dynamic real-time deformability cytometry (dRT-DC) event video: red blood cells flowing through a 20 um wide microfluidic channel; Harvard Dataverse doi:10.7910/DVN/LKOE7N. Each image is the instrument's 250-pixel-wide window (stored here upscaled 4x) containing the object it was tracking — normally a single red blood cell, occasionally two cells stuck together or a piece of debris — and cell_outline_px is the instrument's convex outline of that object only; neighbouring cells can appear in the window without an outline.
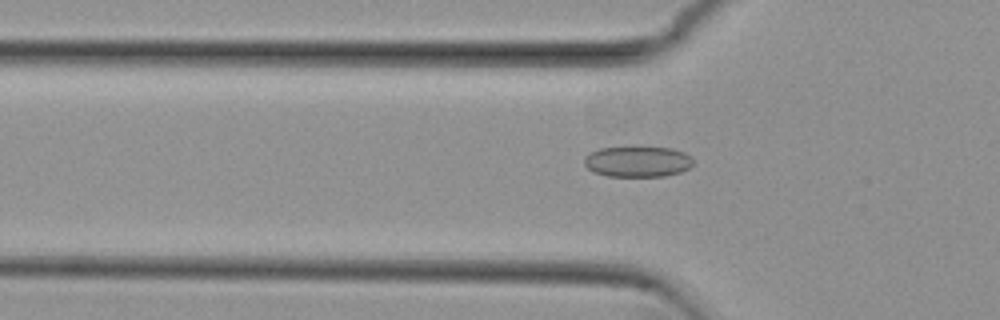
{"species": "common noctule bat (a hibernating species)", "species_latin": "Nyctalus noctula", "temperature_condition": "cold", "stored_images_in_passage": 41, "camera_frame_rate_fps": 3000, "um_per_image_px": 0.085, "animal": {"sex": "female", "body_mass_g": 29.2, "forearm_length_mm": 56.3}, "frame": {"image": 1, "passage_image": 5, "time_ms": 1.333, "image_size_px": [1000, 320], "cell_outline_px": [[692, 164], [688, 168], [680, 172], [664, 176], [608, 176], [596, 172], [588, 168], [584, 164], [584, 156], [600, 148], [632, 144], [640, 144], [672, 148], [684, 152], [692, 156]], "centroid_in_image_um": [54.2, 13.67], "position_along_channel_um": 71.6, "area_um2": 20.35}}
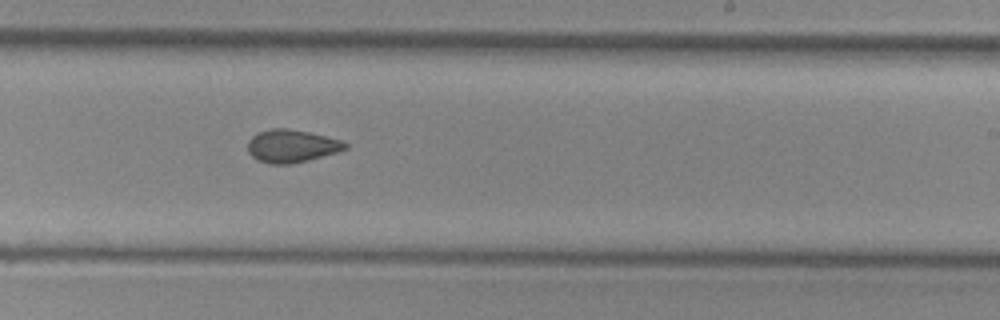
{"frame": {"image": 2, "passage_image": 20, "time_ms": 6.333, "image_size_px": [1000, 320], "cell_outline_px": [[348, 148], [336, 152], [308, 160], [292, 164], [272, 164], [260, 160], [252, 156], [248, 152], [248, 140], [256, 132], [272, 128], [288, 128], [308, 132], [340, 140], [348, 144]], "centroid_in_image_um": [24.76, 12.4], "position_along_channel_um": 264.2, "area_um2": 18.5}}
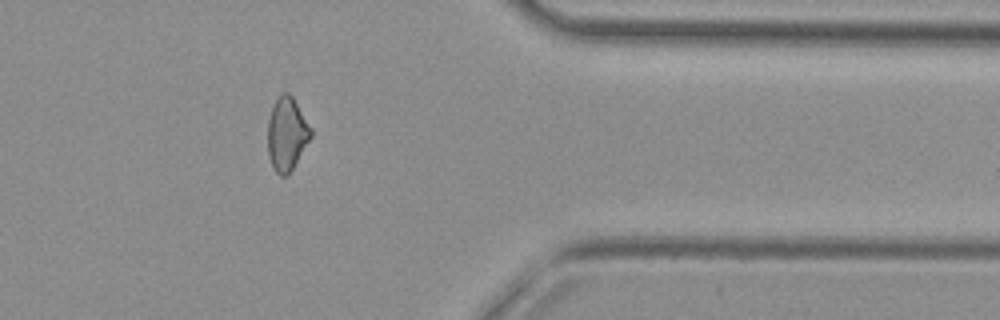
{"frame": {"image": 3, "passage_image": 31, "time_ms": 10.0, "image_size_px": [1000, 320], "cell_outline_px": [[312, 136], [288, 176], [280, 176], [272, 168], [268, 156], [268, 120], [272, 104], [276, 96], [280, 92], [288, 92], [292, 96], [312, 128]], "centroid_in_image_um": [24.36, 11.37], "position_along_channel_um": 387.0, "area_um2": 18.79}, "authors_computed_cell_mechanics": {"area_um2": 18.7272, "velocity_mm_per_s": 3.8409, "shape_relaxation_time_tau1_ms": null, "shape_relaxation_time_tau2_ms": 2.917, "deformation_change_tau1": null, "deformation_change_tau2": 0.0888}}